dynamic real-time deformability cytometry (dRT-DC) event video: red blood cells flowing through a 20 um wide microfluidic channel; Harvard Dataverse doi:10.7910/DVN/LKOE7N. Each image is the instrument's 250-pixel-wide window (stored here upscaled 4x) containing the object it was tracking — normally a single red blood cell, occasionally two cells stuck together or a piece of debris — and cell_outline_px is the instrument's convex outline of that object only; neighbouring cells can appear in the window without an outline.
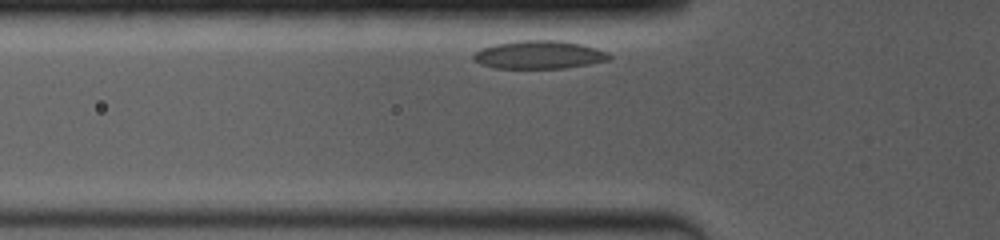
{"species": "common noctule bat (a hibernating species)", "species_latin": "Nyctalus noctula", "temperature_condition": "room temperature", "stored_images_in_passage": 24, "camera_frame_rate_fps": 4000, "um_per_image_px": 0.085, "animal": {"sex": "female", "body_mass_g": 19.0, "forearm_length_mm": 53.3}, "frame": {"image": 1, "passage_image": 2, "time_ms": 0.5, "image_size_px": [1000, 240], "cell_outline_px": [[612, 56], [608, 60], [588, 64], [564, 68], [496, 68], [480, 64], [472, 56], [480, 48], [496, 44], [520, 40], [560, 40], [580, 44], [608, 52]], "centroid_in_image_um": [45.82, 4.65], "position_along_channel_um": 80.0, "area_um2": 22.08}}
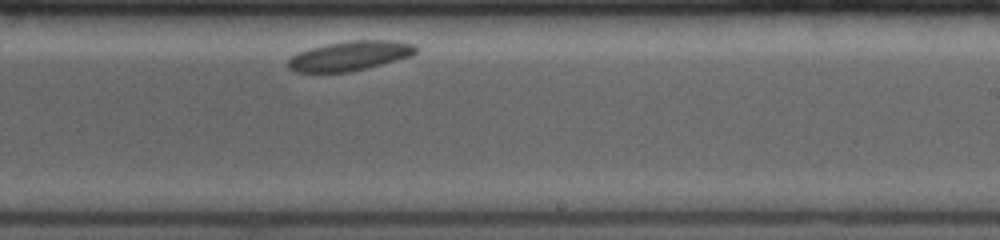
{"frame": {"image": 2, "passage_image": 15, "time_ms": 5.75, "image_size_px": [1000, 240], "cell_outline_px": [[420, 48], [412, 56], [348, 72], [296, 72], [288, 68], [288, 60], [292, 56], [308, 48], [328, 44], [352, 40], [392, 40], [416, 44]], "centroid_in_image_um": [29.77, 4.73], "position_along_channel_um": 259.2, "area_um2": 21.91}}
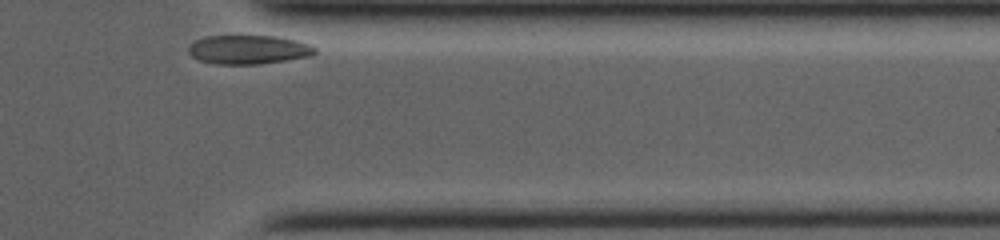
{"frame": {"image": 3, "passage_image": 24, "time_ms": 9.5, "image_size_px": [1000, 240], "cell_outline_px": [[316, 52], [312, 56], [256, 64], [216, 64], [200, 60], [192, 56], [188, 52], [188, 48], [196, 40], [204, 36], [276, 36], [296, 40], [312, 44], [316, 48]], "centroid_in_image_um": [21.15, 4.21], "position_along_channel_um": 390.3, "area_um2": 21.27}}